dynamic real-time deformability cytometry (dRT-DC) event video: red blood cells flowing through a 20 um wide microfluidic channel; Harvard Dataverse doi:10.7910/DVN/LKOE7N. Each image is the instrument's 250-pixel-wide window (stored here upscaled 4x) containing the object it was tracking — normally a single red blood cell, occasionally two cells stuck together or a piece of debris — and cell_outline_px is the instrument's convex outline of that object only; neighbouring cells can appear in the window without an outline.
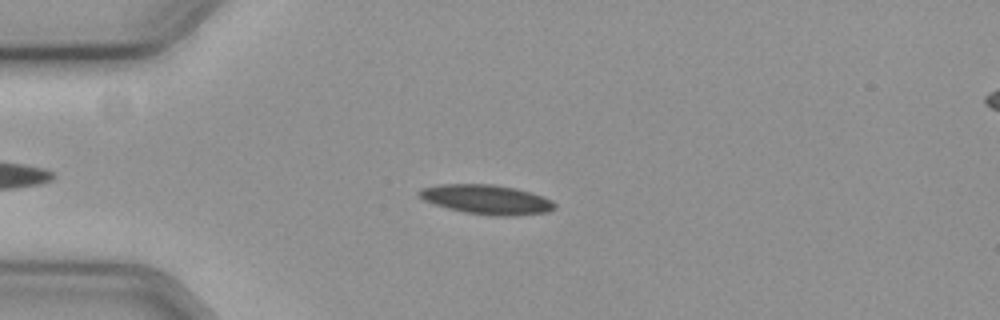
{"species": "common noctule bat (a hibernating species)", "species_latin": "Nyctalus noctula", "temperature_condition": "cold", "stored_images_in_passage": 49, "camera_frame_rate_fps": 3000, "um_per_image_px": 0.085, "animal": {"sex": "female", "body_mass_g": 19.3, "forearm_length_mm": 54.1}, "frame": {"image": 1, "passage_image": 11, "time_ms": 3.333, "image_size_px": [1000, 320], "cell_outline_px": [[556, 208], [548, 212], [516, 216], [492, 216], [464, 212], [448, 208], [424, 200], [416, 192], [420, 188], [440, 184], [492, 184], [516, 188], [532, 192], [544, 196], [552, 200], [556, 204]], "centroid_in_image_um": [41.41, 16.96], "position_along_channel_um": 43.6, "area_um2": 23.52}}
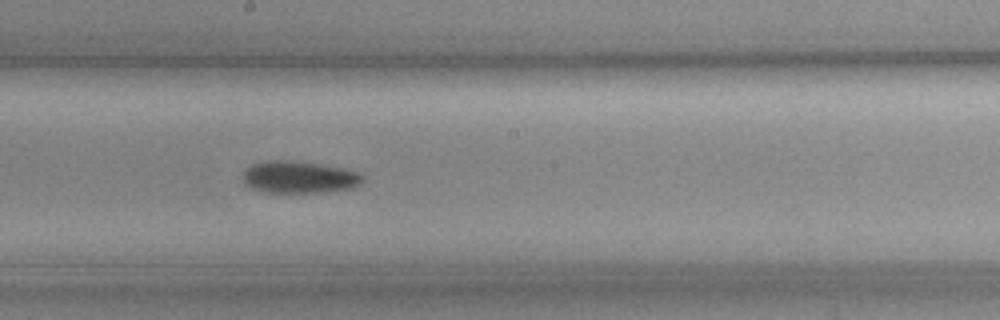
{"frame": {"image": 2, "passage_image": 28, "time_ms": 9.0, "image_size_px": [1000, 320], "cell_outline_px": [[364, 180], [360, 184], [352, 188], [324, 192], [260, 192], [244, 184], [240, 176], [252, 164], [268, 160], [288, 160], [320, 164], [344, 168], [360, 172], [364, 176]], "centroid_in_image_um": [25.42, 15.06], "position_along_channel_um": 222.8, "area_um2": 22.66}}
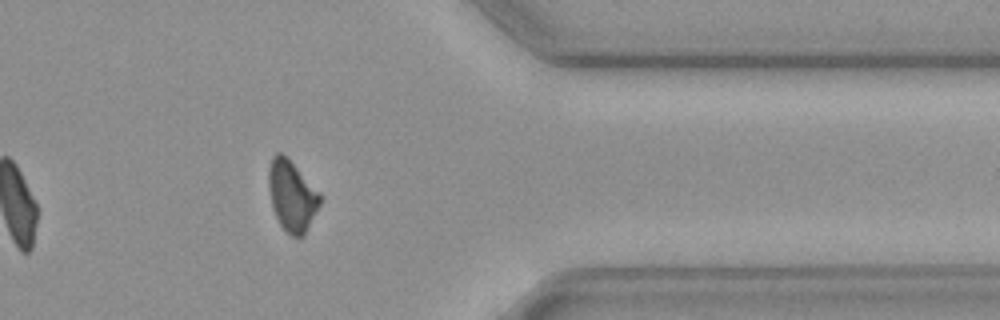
{"frame": {"image": 3, "passage_image": 43, "time_ms": 14.0, "image_size_px": [1000, 320], "cell_outline_px": [[320, 204], [304, 236], [292, 236], [280, 224], [272, 208], [268, 188], [268, 168], [272, 156], [276, 152], [280, 152], [320, 192]], "centroid_in_image_um": [24.79, 16.65], "position_along_channel_um": 386.6, "area_um2": 20.81}, "authors_computed_cell_mechanics": {"area_um2": 22.3686, "velocity_mm_per_s": 3.5978, "shape_relaxation_time_tau1_ms": 4.7893, "shape_relaxation_time_tau2_ms": null, "deformation_change_tau1": 0.1177, "deformation_change_tau2": null}}